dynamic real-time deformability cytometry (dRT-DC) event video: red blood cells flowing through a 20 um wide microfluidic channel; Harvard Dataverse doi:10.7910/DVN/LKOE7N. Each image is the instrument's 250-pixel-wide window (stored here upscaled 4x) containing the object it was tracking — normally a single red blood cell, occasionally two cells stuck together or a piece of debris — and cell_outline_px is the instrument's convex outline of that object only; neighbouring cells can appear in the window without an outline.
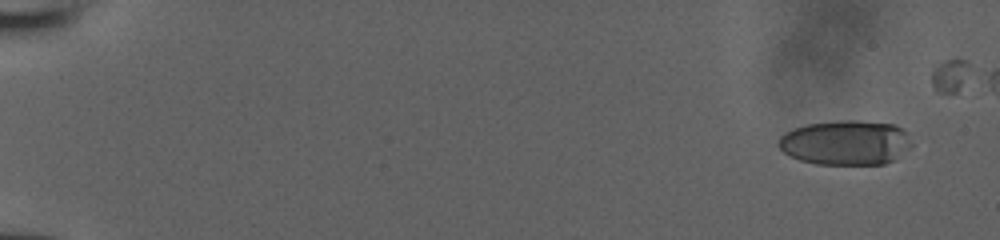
{"species": "human", "species_latin": "Homo sapiens", "temperature_condition": "room temperature", "stored_images_in_passage": 46, "segment_of_instrument_passage": [1, 2], "camera_frame_rate_fps": 3000, "um_per_image_px": 0.085, "donor": {"sex": "male"}, "frame": {"image": 1, "passage_image": 1, "time_ms": 0.0, "image_size_px": [1000, 240], "cell_outline_px": [[912, 144], [896, 160], [884, 164], [816, 164], [800, 160], [784, 152], [776, 144], [780, 136], [784, 132], [792, 128], [808, 124], [844, 120], [856, 120], [896, 124], [904, 128], [908, 132]], "centroid_in_image_um": [71.91, 12.11], "position_along_channel_um": 13.1, "area_um2": 35.08}}
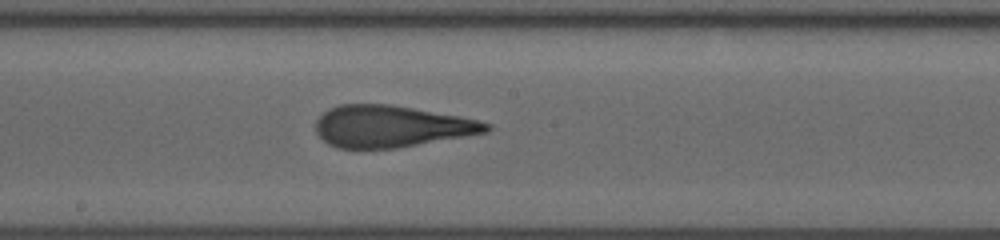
{"frame": {"image": 2, "passage_image": 29, "time_ms": 9.333, "image_size_px": [1000, 240], "cell_outline_px": [[492, 128], [488, 132], [396, 148], [336, 148], [328, 144], [316, 132], [316, 120], [328, 108], [340, 104], [392, 104], [460, 116], [492, 124]], "centroid_in_image_um": [33.25, 10.73], "position_along_channel_um": 215.0, "area_um2": 41.44}}
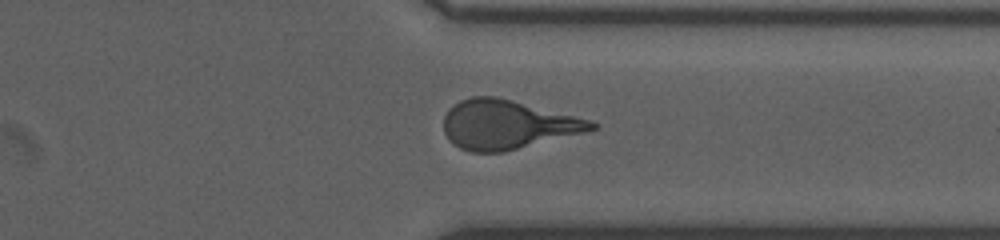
{"frame": {"image": 3, "passage_image": 40, "time_ms": 13.0, "image_size_px": [1000, 240], "cell_outline_px": [[600, 124], [596, 128], [584, 132], [504, 152], [472, 152], [460, 148], [452, 144], [448, 140], [444, 132], [444, 116], [448, 108], [460, 100], [472, 96], [496, 96], [592, 120]], "centroid_in_image_um": [43.09, 10.59], "position_along_channel_um": 368.3, "area_um2": 42.25}}